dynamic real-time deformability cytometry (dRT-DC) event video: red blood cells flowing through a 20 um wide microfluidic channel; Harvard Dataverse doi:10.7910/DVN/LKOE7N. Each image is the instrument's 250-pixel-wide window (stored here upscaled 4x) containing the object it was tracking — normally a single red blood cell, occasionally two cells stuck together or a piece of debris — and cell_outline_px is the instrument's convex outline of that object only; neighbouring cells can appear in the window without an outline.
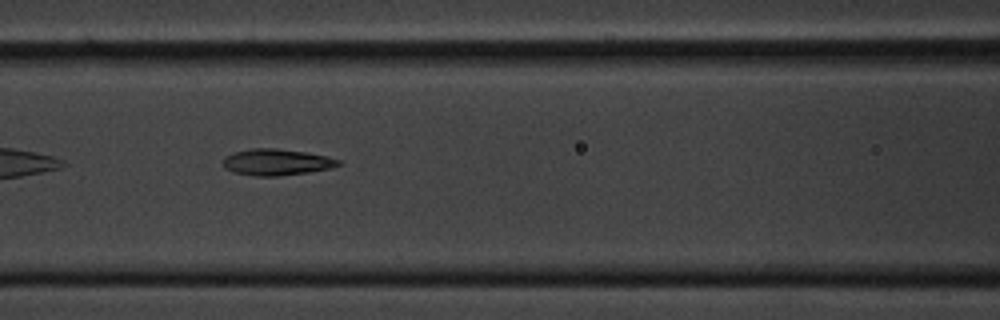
{"species": "common noctule bat (a hibernating species)", "species_latin": "Nyctalus noctula", "temperature_condition": "cold", "stored_images_in_passage": 19, "camera_frame_rate_fps": 3000, "um_per_image_px": 0.085, "animal": {"sex": "male", "body_mass_g": 20.1, "forearm_length_mm": 53.5}, "frame": {"image": 1, "passage_image": 9, "time_ms": 2.667, "image_size_px": [1000, 320], "cell_outline_px": [[340, 164], [332, 168], [308, 172], [280, 176], [256, 176], [232, 172], [224, 168], [224, 156], [232, 152], [252, 148], [276, 148], [304, 152], [324, 156], [340, 160]], "centroid_in_image_um": [23.46, 13.78], "position_along_channel_um": 143.1, "area_um2": 17.69}}
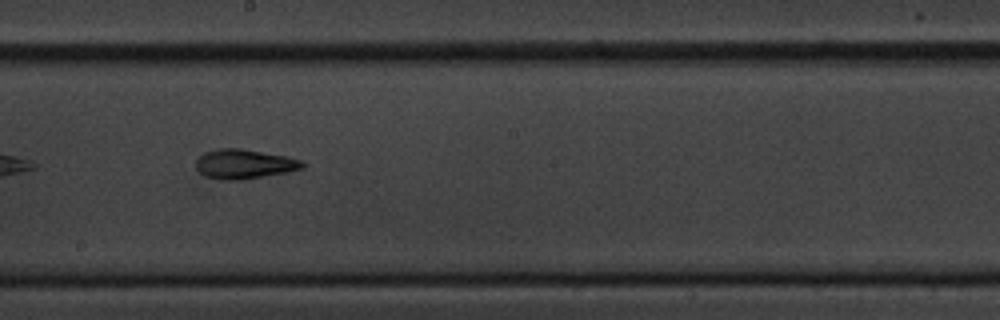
{"frame": {"image": 2, "passage_image": 16, "time_ms": 5.0, "image_size_px": [1000, 320], "cell_outline_px": [[304, 168], [288, 172], [240, 180], [224, 180], [204, 176], [196, 168], [196, 160], [204, 152], [220, 148], [240, 148], [288, 156], [300, 160], [304, 164]], "centroid_in_image_um": [20.75, 13.94], "position_along_channel_um": 227.4, "area_um2": 18.32}}